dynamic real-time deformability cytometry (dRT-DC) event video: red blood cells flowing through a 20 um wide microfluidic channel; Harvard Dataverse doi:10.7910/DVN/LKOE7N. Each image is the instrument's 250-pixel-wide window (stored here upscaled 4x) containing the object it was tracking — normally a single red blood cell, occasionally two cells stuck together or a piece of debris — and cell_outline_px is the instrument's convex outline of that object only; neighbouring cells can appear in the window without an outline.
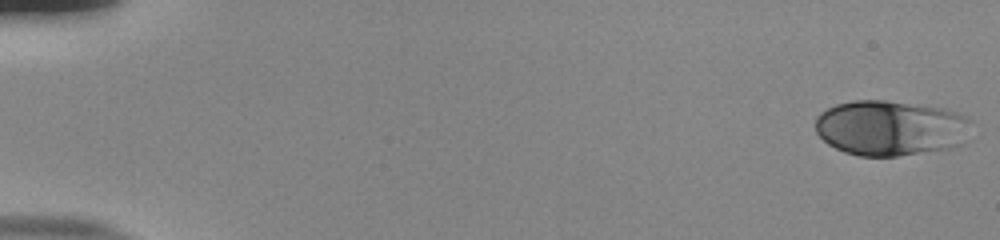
{"species": "human", "species_latin": "Homo sapiens", "temperature_condition": "room temperature", "stored_images_in_passage": 21, "camera_frame_rate_fps": 3000, "um_per_image_px": 0.085, "donor": {"sex": "male"}, "frame": {"image": 1, "passage_image": 1, "time_ms": 0.0, "image_size_px": [1000, 240], "cell_outline_px": [[972, 120], [960, 144], [948, 148], [896, 156], [860, 156], [844, 152], [828, 144], [816, 132], [816, 116], [820, 112], [836, 104], [852, 100], [884, 100], [944, 108], [956, 112]], "centroid_in_image_um": [75.64, 10.86], "position_along_channel_um": 9.4, "area_um2": 49.94}}
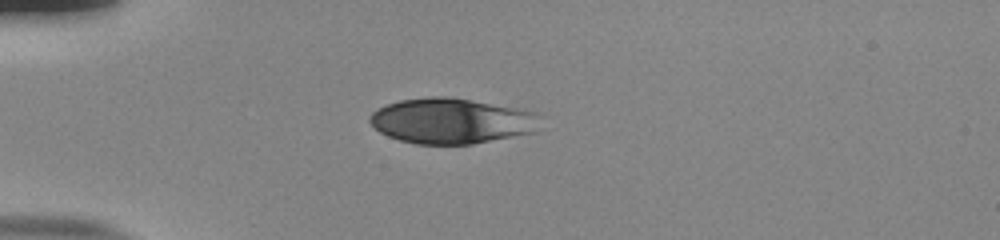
{"frame": {"image": 2, "passage_image": 15, "time_ms": 4.667, "image_size_px": [1000, 240], "cell_outline_px": [[540, 112], [536, 132], [472, 144], [416, 144], [400, 140], [388, 136], [380, 132], [368, 120], [368, 116], [376, 108], [400, 100], [428, 96], [448, 96], [524, 108]], "centroid_in_image_um": [38.41, 10.26], "position_along_channel_um": 46.6, "area_um2": 45.72}}